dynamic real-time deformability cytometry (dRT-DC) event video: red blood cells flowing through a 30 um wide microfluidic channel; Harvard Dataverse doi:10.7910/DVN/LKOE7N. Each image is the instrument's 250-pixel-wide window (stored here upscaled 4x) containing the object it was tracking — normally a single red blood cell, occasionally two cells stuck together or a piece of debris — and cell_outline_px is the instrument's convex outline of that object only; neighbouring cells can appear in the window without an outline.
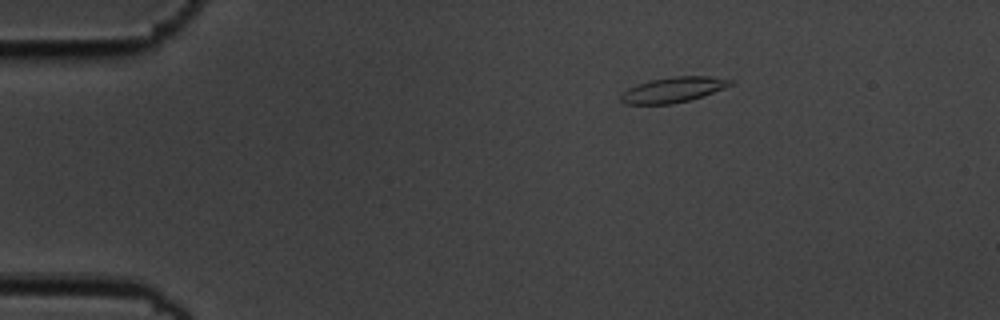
{"species": "common noctule bat (a hibernating species)", "species_latin": "Nyctalus noctula", "temperature_condition": "cold", "stored_images_in_passage": 3, "camera_frame_rate_fps": 3000, "um_per_image_px": 0.085, "animal": {"sex": "male", "body_mass_g": 19.5, "forearm_length_mm": 54.6}, "frame": {"image": 1, "passage_image": 1, "time_ms": 0.0, "image_size_px": [1000, 320], "cell_outline_px": [[736, 84], [688, 100], [672, 104], [624, 104], [620, 100], [620, 96], [628, 88], [636, 84], [652, 80], [676, 76], [712, 76], [736, 80]], "centroid_in_image_um": [57.25, 7.62], "position_along_channel_um": 27.7, "area_um2": 16.13}}